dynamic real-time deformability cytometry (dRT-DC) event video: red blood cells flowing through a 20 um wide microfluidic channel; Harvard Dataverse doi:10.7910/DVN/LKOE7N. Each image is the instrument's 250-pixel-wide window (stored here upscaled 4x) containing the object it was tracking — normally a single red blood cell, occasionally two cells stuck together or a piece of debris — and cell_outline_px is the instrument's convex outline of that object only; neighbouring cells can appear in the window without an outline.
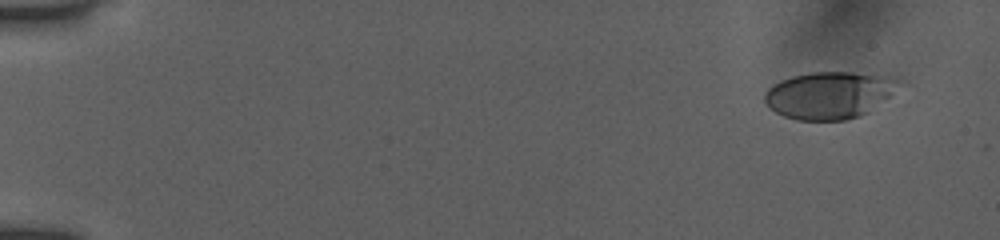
{"species": "human", "species_latin": "Homo sapiens", "temperature_condition": "room temperature", "stored_images_in_passage": 13, "camera_frame_rate_fps": 3000, "um_per_image_px": 0.085, "donor": {"sex": "female"}, "frame": {"image": 1, "passage_image": 2, "time_ms": 0.333, "image_size_px": [1000, 240], "cell_outline_px": [[904, 80], [888, 96], [868, 112], [860, 116], [844, 120], [796, 120], [784, 116], [776, 112], [764, 100], [764, 92], [772, 84], [780, 80], [792, 76], [812, 72], [852, 72], [884, 76]], "centroid_in_image_um": [70.45, 8.08], "position_along_channel_um": 14.5, "area_um2": 36.59}}
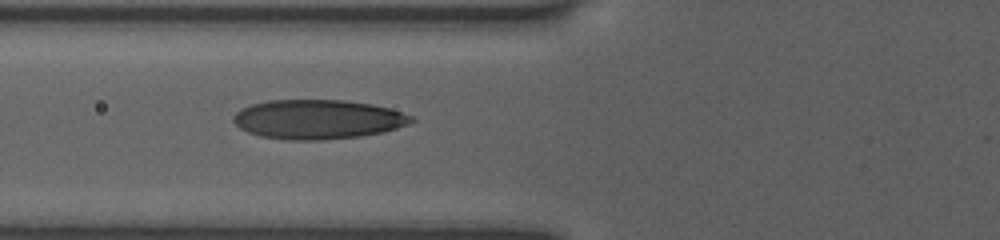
{"frame": {"image": 2, "passage_image": 10, "time_ms": 3.0, "image_size_px": [1000, 240], "cell_outline_px": [[416, 120], [408, 124], [396, 128], [380, 132], [360, 136], [324, 140], [288, 140], [260, 136], [248, 132], [240, 128], [232, 120], [232, 116], [240, 108], [252, 104], [268, 100], [344, 100], [372, 104], [388, 108], [412, 116]], "centroid_in_image_um": [26.97, 10.14], "position_along_channel_um": 98.8, "area_um2": 40.81}}
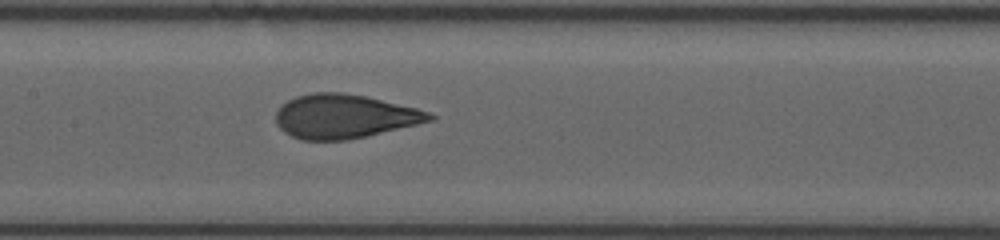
{"frame": {"image": 3, "passage_image": 13, "time_ms": 4.0, "image_size_px": [1000, 240], "cell_outline_px": [[436, 116], [432, 120], [416, 124], [348, 140], [300, 140], [284, 132], [276, 124], [276, 112], [280, 104], [296, 96], [312, 92], [344, 92], [364, 96], [416, 108], [428, 112]], "centroid_in_image_um": [29.2, 9.88], "position_along_channel_um": 178.2, "area_um2": 39.19}}